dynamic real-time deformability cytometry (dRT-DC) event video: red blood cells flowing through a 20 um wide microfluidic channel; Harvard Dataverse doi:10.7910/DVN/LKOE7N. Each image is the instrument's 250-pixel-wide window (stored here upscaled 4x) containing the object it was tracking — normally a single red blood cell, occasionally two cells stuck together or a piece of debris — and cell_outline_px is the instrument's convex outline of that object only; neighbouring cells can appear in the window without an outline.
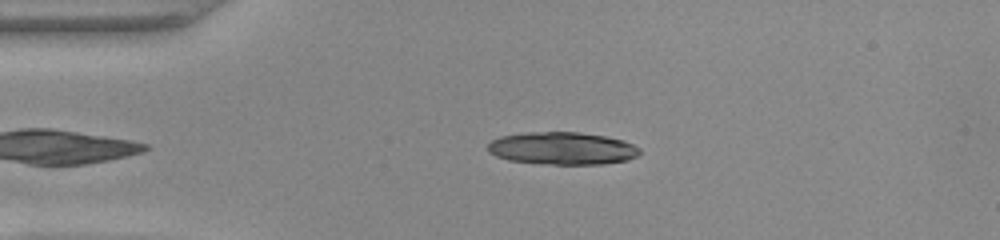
{"species": "common noctule bat (a hibernating species)", "species_latin": "Nyctalus noctula", "temperature_condition": "warm", "stored_images_in_passage": 37, "camera_frame_rate_fps": 3000, "um_per_image_px": 0.085, "animal": {"sex": "female", "body_mass_g": 22.0, "forearm_length_mm": 56.7}, "frame": {"image": 1, "passage_image": 3, "time_ms": 0.667, "image_size_px": [1000, 240], "cell_outline_px": [[640, 152], [636, 156], [628, 160], [604, 164], [552, 164], [508, 160], [496, 156], [488, 152], [488, 144], [492, 140], [500, 136], [524, 132], [580, 132], [604, 136], [624, 140], [640, 148]], "centroid_in_image_um": [47.79, 12.6], "position_along_channel_um": 37.2, "area_um2": 28.84}}